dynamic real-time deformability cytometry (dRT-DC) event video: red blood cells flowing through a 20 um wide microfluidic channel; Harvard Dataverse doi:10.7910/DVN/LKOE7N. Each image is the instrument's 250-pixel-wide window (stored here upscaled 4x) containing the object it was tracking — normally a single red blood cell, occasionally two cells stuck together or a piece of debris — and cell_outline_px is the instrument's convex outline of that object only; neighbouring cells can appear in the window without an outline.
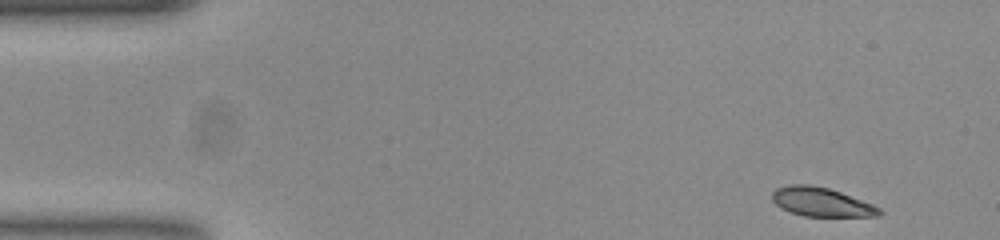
{"species": "common noctule bat (a hibernating species)", "species_latin": "Nyctalus noctula", "temperature_condition": "room temperature", "stored_images_in_passage": 52, "camera_frame_rate_fps": 3000, "um_per_image_px": 0.085, "animal": {"sex": "female", "body_mass_g": 23.0, "forearm_length_mm": 53.4}, "frame": {"image": 1, "passage_image": 1, "time_ms": 0.0, "image_size_px": [1000, 240], "cell_outline_px": [[884, 212], [880, 216], [804, 216], [780, 208], [772, 200], [772, 192], [776, 188], [792, 184], [808, 184], [828, 188], [840, 192], [872, 204], [880, 208]], "centroid_in_image_um": [69.81, 17.17], "position_along_channel_um": 15.2, "area_um2": 17.98}}
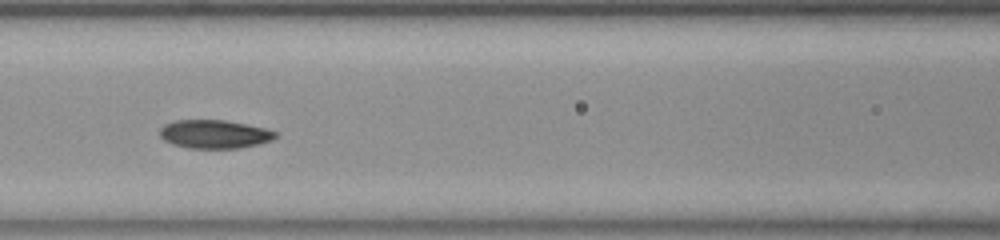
{"frame": {"image": 2, "passage_image": 20, "time_ms": 6.333, "image_size_px": [1000, 240], "cell_outline_px": [[276, 136], [272, 140], [260, 144], [240, 148], [188, 148], [172, 144], [164, 140], [160, 136], [160, 128], [164, 124], [176, 120], [224, 120], [264, 128], [276, 132]], "centroid_in_image_um": [18.2, 11.41], "position_along_channel_um": 148.4, "area_um2": 19.13}}
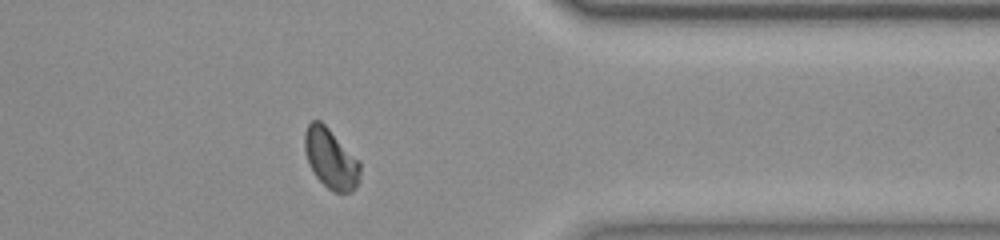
{"frame": {"image": 3, "passage_image": 40, "time_ms": 13.0, "image_size_px": [1000, 240], "cell_outline_px": [[360, 180], [356, 188], [352, 192], [332, 192], [316, 176], [308, 160], [304, 148], [304, 132], [308, 124], [312, 120], [320, 120], [360, 160]], "centroid_in_image_um": [28.14, 13.49], "position_along_channel_um": 383.3, "area_um2": 19.36}, "authors_computed_cell_mechanics": {"area_um2": 18.9006, "velocity_mm_per_s": 3.7497, "shape_relaxation_time_tau1_ms": 7.0663, "shape_relaxation_time_tau2_ms": 4.0003, "deformation_change_tau1": 0.1604, "deformation_change_tau2": 0.0672}}